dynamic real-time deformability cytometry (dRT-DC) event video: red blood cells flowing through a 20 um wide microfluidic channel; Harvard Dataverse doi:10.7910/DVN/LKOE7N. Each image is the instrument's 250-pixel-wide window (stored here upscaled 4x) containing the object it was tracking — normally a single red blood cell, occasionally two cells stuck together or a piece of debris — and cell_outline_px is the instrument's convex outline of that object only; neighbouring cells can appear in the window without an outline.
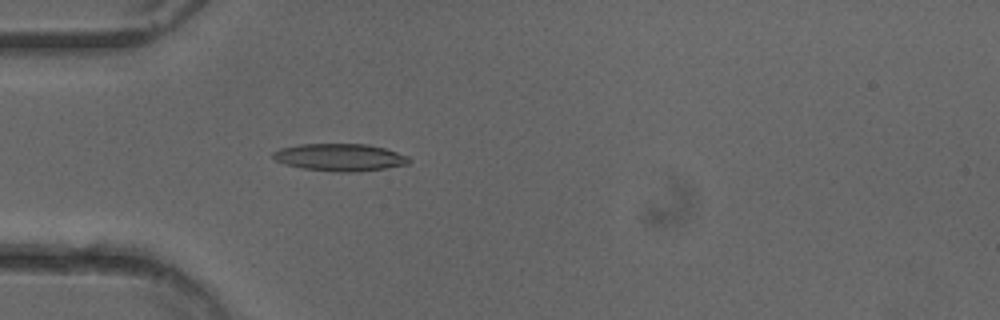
{"species": "common noctule bat (a hibernating species)", "species_latin": "Nyctalus noctula", "temperature_condition": "cold", "stored_images_in_passage": 50, "camera_frame_rate_fps": 3000, "um_per_image_px": 0.085, "animal": {"sex": "female"}, "frame": {"image": 1, "passage_image": 14, "time_ms": 4.333, "image_size_px": [1000, 320], "cell_outline_px": [[412, 160], [408, 164], [360, 172], [332, 172], [300, 168], [284, 164], [276, 160], [272, 156], [272, 152], [280, 148], [300, 144], [368, 144], [384, 148], [408, 156]], "centroid_in_image_um": [28.87, 13.38], "position_along_channel_um": 56.1, "area_um2": 21.85}}
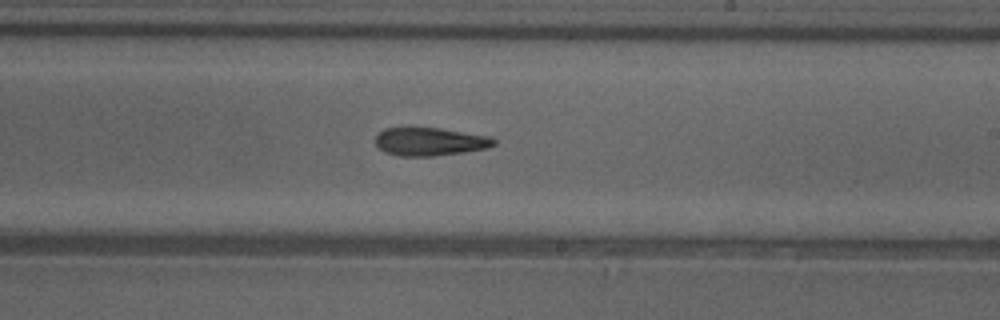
{"frame": {"image": 2, "passage_image": 29, "time_ms": 9.333, "image_size_px": [1000, 320], "cell_outline_px": [[496, 144], [488, 148], [464, 152], [432, 156], [400, 156], [384, 152], [376, 144], [376, 136], [384, 128], [440, 128], [488, 136], [496, 140]], "centroid_in_image_um": [36.55, 12.04], "position_along_channel_um": 252.4, "area_um2": 19.31}}
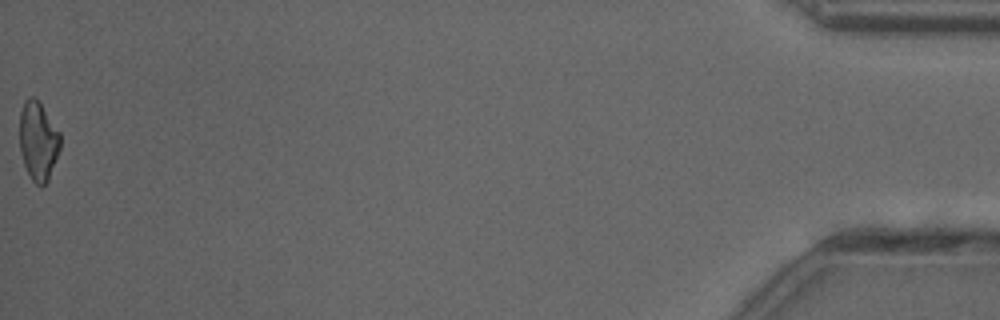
{"frame": {"image": 3, "passage_image": 50, "time_ms": 16.333, "image_size_px": [1000, 320], "cell_outline_px": [[60, 148], [48, 180], [40, 188], [32, 180], [24, 164], [20, 152], [20, 112], [24, 100], [28, 96], [32, 96], [40, 104], [60, 132]], "centroid_in_image_um": [3.23, 11.99], "position_along_channel_um": 432.0, "area_um2": 18.5}, "authors_computed_cell_mechanics": {"area_um2": 19.9988, "velocity_mm_per_s": 4.0423, "shape_relaxation_time_tau1_ms": null, "shape_relaxation_time_tau2_ms": 9.0934, "deformation_change_tau1": null, "deformation_change_tau2": 0.247}}